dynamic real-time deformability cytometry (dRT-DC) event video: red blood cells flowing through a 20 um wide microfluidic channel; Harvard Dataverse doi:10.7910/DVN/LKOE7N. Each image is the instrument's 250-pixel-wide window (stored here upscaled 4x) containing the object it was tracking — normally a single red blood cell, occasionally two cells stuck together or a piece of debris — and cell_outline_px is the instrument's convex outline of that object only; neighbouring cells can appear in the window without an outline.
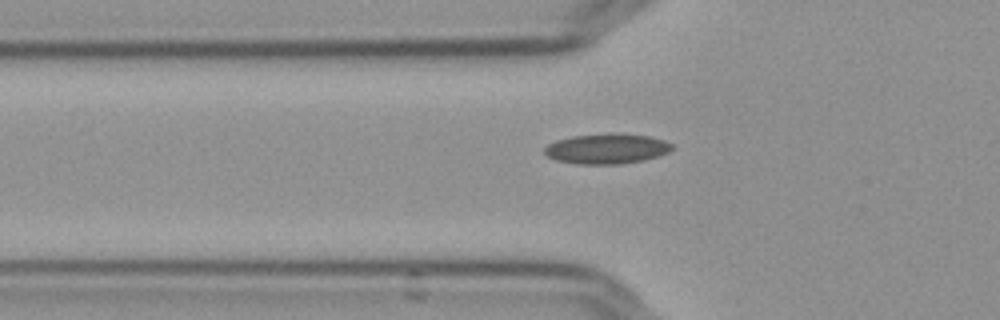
{"species": "Egyptian fruit bat (a non-hibernating species)", "species_latin": "Rousettus aegyptiacus", "temperature_condition": "cold", "stored_images_in_passage": 35, "camera_frame_rate_fps": 3000, "um_per_image_px": 0.085, "frame": {"image": 1, "passage_image": 3, "time_ms": 0.667, "image_size_px": [1000, 320], "cell_outline_px": [[672, 148], [668, 152], [644, 160], [620, 164], [580, 164], [556, 160], [548, 156], [544, 152], [544, 148], [548, 144], [556, 140], [572, 136], [608, 132], [612, 132], [652, 136], [664, 140], [672, 144]], "centroid_in_image_um": [51.57, 12.62], "position_along_channel_um": 74.2, "area_um2": 22.6}}
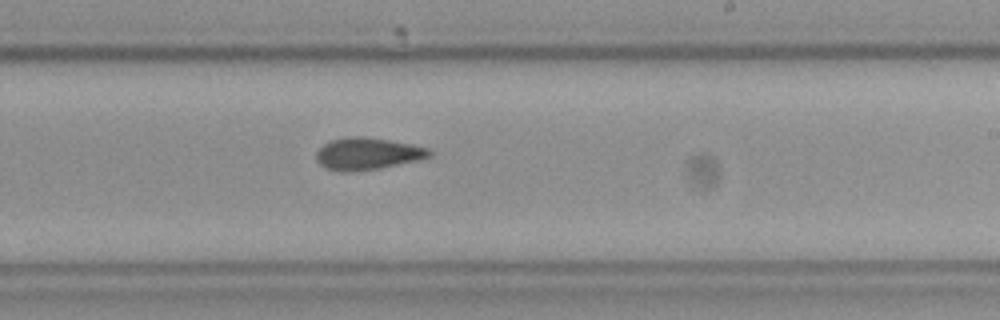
{"frame": {"image": 2, "passage_image": 18, "time_ms": 5.667, "image_size_px": [1000, 320], "cell_outline_px": [[432, 156], [420, 160], [380, 168], [352, 172], [340, 172], [324, 168], [316, 160], [316, 152], [324, 144], [332, 140], [344, 136], [364, 136], [412, 144], [428, 148], [432, 152]], "centroid_in_image_um": [31.23, 13.07], "position_along_channel_um": 257.8, "area_um2": 21.39}}
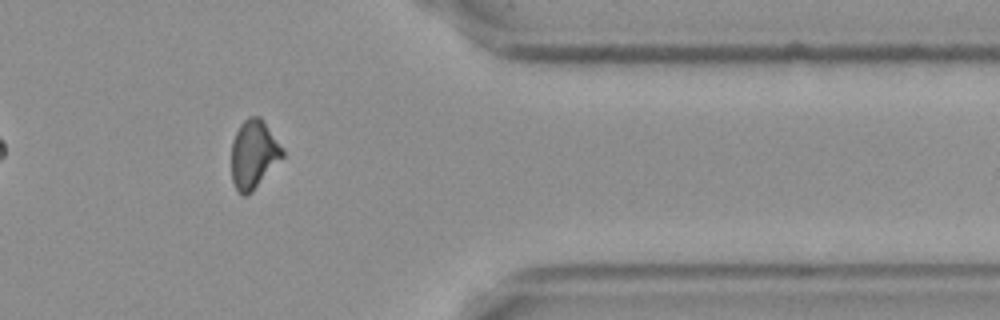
{"frame": {"image": 3, "passage_image": 30, "time_ms": 9.667, "image_size_px": [1000, 320], "cell_outline_px": [[284, 156], [252, 192], [244, 196], [236, 188], [232, 180], [232, 140], [240, 124], [248, 116], [260, 116], [284, 148]], "centroid_in_image_um": [21.58, 13.09], "position_along_channel_um": 389.8, "area_um2": 20.35}}